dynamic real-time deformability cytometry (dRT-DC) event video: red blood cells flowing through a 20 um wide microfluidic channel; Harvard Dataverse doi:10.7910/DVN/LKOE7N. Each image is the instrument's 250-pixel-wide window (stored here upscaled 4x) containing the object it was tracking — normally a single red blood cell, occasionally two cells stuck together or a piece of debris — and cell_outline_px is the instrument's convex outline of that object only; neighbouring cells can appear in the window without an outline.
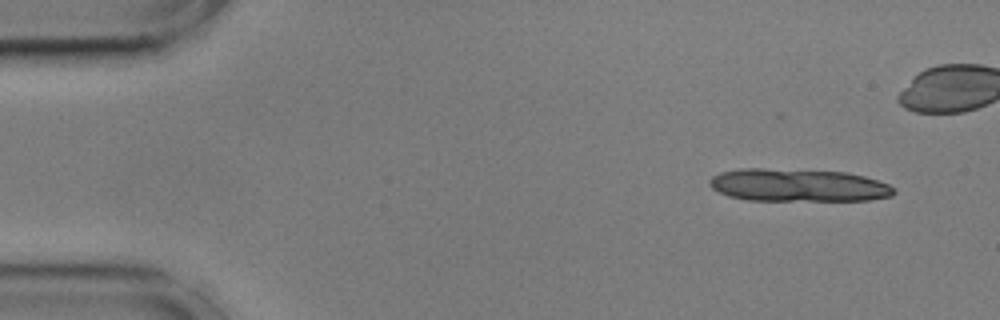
{"species": "common noctule bat (a hibernating species)", "species_latin": "Nyctalus noctula", "temperature_condition": "cold", "stored_images_in_passage": 10, "camera_frame_rate_fps": 3000, "um_per_image_px": 0.085, "animal": {"sex": "male", "body_mass_g": 17.9, "forearm_length_mm": 54.2}, "frame": {"image": 1, "passage_image": 1, "time_ms": 0.0, "image_size_px": [1000, 320], "cell_outline_px": [[896, 192], [892, 196], [868, 200], [748, 200], [728, 196], [712, 188], [708, 184], [708, 180], [712, 176], [720, 172], [740, 168], [764, 168], [848, 172], [864, 176], [888, 184], [896, 188]], "centroid_in_image_um": [67.83, 15.74], "position_along_channel_um": 17.2, "area_um2": 35.37}}